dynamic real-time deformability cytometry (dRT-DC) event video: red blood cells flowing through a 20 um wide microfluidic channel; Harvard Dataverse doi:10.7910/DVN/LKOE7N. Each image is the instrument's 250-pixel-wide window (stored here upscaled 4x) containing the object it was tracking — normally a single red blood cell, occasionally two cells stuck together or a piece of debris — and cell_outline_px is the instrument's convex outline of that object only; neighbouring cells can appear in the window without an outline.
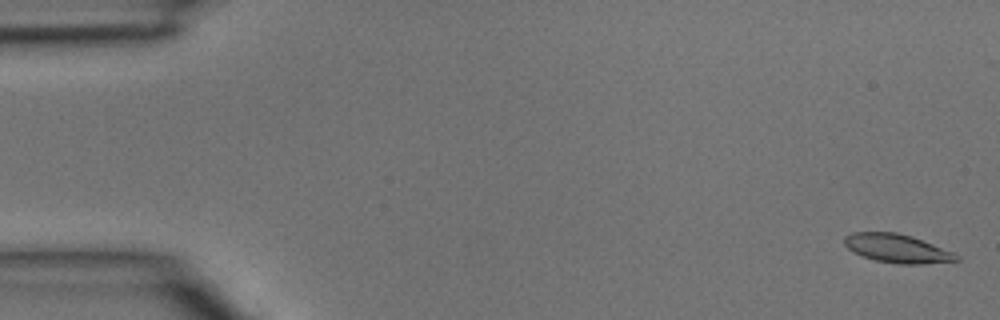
{"species": "common noctule bat (a hibernating species)", "species_latin": "Nyctalus noctula", "temperature_condition": "room temperature", "stored_images_in_passage": 4, "camera_frame_rate_fps": 3000, "um_per_image_px": 0.085, "animal": {"sex": "male", "body_mass_g": 15.6}, "frame": {"image": 1, "passage_image": 1, "time_ms": 0.0, "image_size_px": [1000, 320], "cell_outline_px": [[960, 260], [924, 264], [900, 264], [876, 260], [860, 256], [852, 252], [844, 244], [844, 236], [852, 232], [896, 232], [912, 236], [952, 252], [960, 256]], "centroid_in_image_um": [76.22, 21.12], "position_along_channel_um": 8.8, "area_um2": 18.67}}
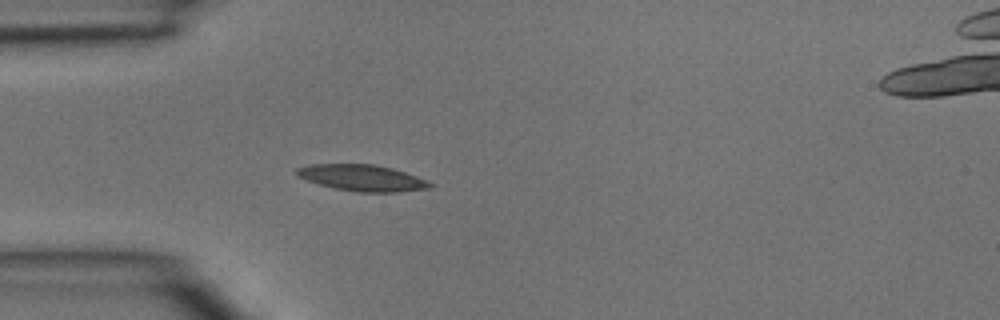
{"frame": {"image": 2, "passage_image": 4, "time_ms": 1.0, "image_size_px": [1000, 320], "cell_outline_px": [[436, 184], [432, 188], [400, 192], [360, 192], [332, 188], [296, 176], [296, 168], [308, 164], [376, 164], [392, 168], [416, 176]], "centroid_in_image_um": [30.81, 15.12], "position_along_channel_um": 54.2, "area_um2": 20.58}}